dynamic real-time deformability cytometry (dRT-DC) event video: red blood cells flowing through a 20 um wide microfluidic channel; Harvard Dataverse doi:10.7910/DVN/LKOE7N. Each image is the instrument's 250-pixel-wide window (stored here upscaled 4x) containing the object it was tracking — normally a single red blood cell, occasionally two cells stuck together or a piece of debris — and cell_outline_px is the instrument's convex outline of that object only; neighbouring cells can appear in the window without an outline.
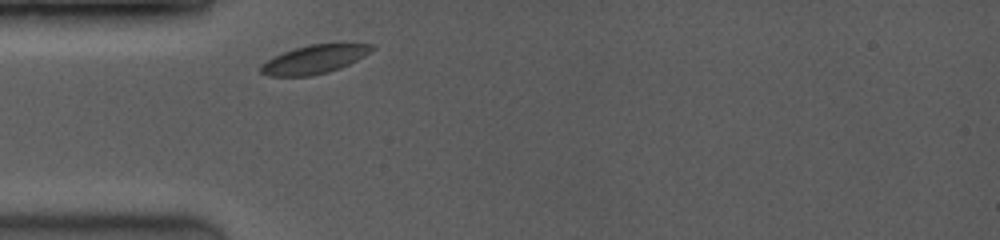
{"species": "common noctule bat (a hibernating species)", "species_latin": "Nyctalus noctula", "temperature_condition": "room temperature", "stored_images_in_passage": 4, "camera_frame_rate_fps": 3500, "um_per_image_px": 0.085, "animal": {"sex": "female", "body_mass_g": 19.0, "forearm_length_mm": 53.3}, "frame": {"image": 1, "passage_image": 1, "time_ms": 0.0, "image_size_px": [1000, 240], "cell_outline_px": [[376, 48], [364, 56], [340, 68], [328, 72], [312, 76], [268, 76], [260, 72], [260, 64], [272, 56], [296, 48], [312, 44], [340, 40], [376, 44]], "centroid_in_image_um": [26.81, 4.98], "position_along_channel_um": 58.2, "area_um2": 19.36}}
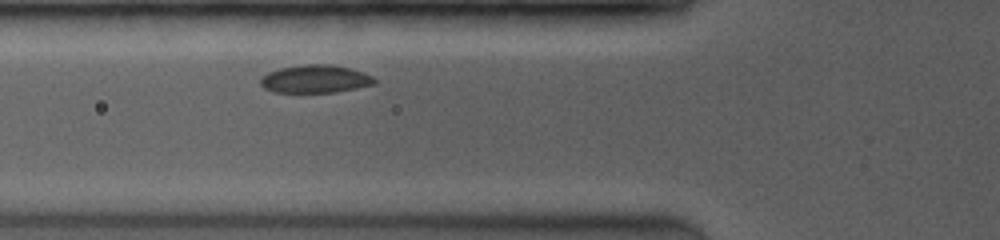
{"frame": {"image": 2, "passage_image": 4, "time_ms": 1.143, "image_size_px": [1000, 240], "cell_outline_px": [[376, 80], [372, 84], [332, 92], [276, 92], [264, 88], [260, 84], [260, 80], [268, 72], [280, 68], [308, 64], [332, 64], [364, 72], [372, 76]], "centroid_in_image_um": [26.76, 6.7], "position_along_channel_um": 99.0, "area_um2": 18.15}}